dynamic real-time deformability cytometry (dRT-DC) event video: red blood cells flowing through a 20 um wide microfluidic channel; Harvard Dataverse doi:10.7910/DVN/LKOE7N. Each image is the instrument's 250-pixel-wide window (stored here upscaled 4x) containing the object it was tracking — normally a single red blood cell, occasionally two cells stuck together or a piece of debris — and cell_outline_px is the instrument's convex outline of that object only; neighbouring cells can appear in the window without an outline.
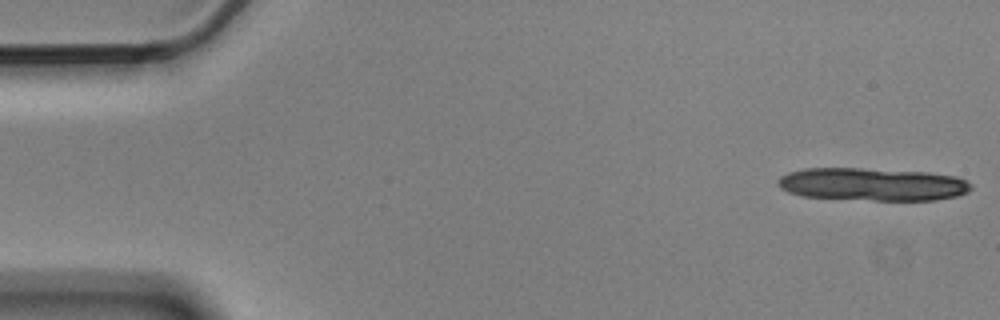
{"species": "Egyptian fruit bat (a non-hibernating species)", "species_latin": "Rousettus aegyptiacus", "temperature_condition": "cold", "stored_images_in_passage": 6, "camera_frame_rate_fps": 3000, "um_per_image_px": 0.085, "animal": {"sex": "male"}, "frame": {"image": 1, "passage_image": 1, "time_ms": 0.0, "image_size_px": [1000, 320], "cell_outline_px": [[972, 188], [968, 192], [956, 196], [936, 200], [872, 200], [800, 196], [788, 192], [780, 188], [776, 184], [776, 180], [780, 176], [788, 172], [804, 168], [860, 168], [928, 172], [956, 176], [972, 184]], "centroid_in_image_um": [74.12, 15.66], "position_along_channel_um": 10.9, "area_um2": 37.22}}